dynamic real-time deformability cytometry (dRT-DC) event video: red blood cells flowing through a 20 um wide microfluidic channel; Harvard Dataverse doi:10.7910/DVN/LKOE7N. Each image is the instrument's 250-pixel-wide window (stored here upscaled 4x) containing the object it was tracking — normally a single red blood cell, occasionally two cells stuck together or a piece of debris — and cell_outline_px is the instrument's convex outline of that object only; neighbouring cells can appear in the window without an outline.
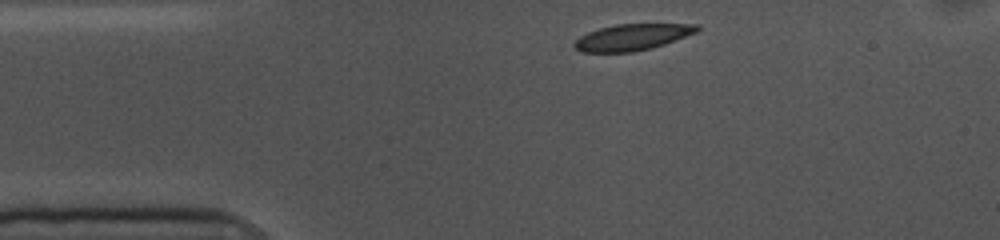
{"species": "common noctule bat (a hibernating species)", "species_latin": "Nyctalus noctula", "temperature_condition": "cold", "stored_images_in_passage": 46, "camera_frame_rate_fps": 3000, "um_per_image_px": 0.085, "animal": {"sex": "female", "body_mass_g": 10.0, "forearm_length_mm": 53.1}, "frame": {"image": 1, "passage_image": 1, "time_ms": 0.0, "image_size_px": [1000, 240], "cell_outline_px": [[700, 32], [652, 48], [632, 52], [580, 52], [572, 44], [580, 36], [588, 32], [600, 28], [616, 24], [700, 24]], "centroid_in_image_um": [53.78, 3.16], "position_along_channel_um": 31.2, "area_um2": 18.96}}
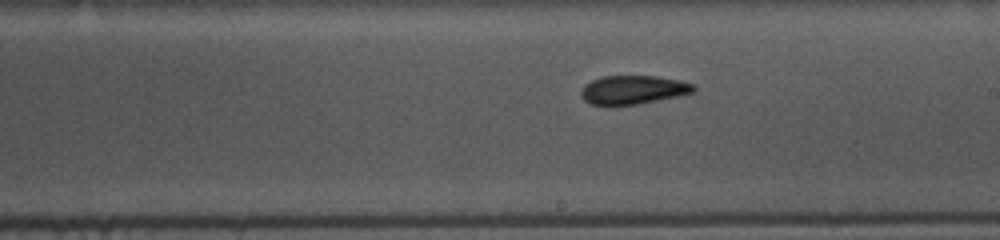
{"frame": {"image": 2, "passage_image": 21, "time_ms": 6.667, "image_size_px": [1000, 240], "cell_outline_px": [[696, 92], [680, 96], [640, 104], [588, 104], [580, 96], [580, 88], [584, 84], [600, 76], [656, 76], [680, 80], [696, 84]], "centroid_in_image_um": [53.84, 7.62], "position_along_channel_um": 235.2, "area_um2": 19.13}}
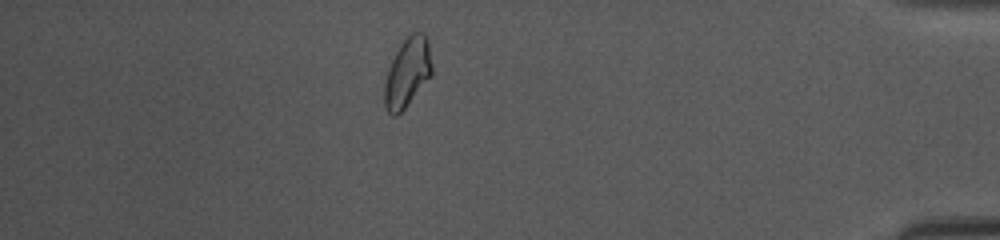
{"frame": {"image": 3, "passage_image": 39, "time_ms": 12.667, "image_size_px": [1000, 240], "cell_outline_px": [[432, 76], [404, 108], [396, 116], [392, 116], [388, 112], [384, 104], [384, 84], [388, 68], [400, 44], [412, 32], [424, 32], [428, 36], [432, 64]], "centroid_in_image_um": [34.65, 6.14], "position_along_channel_um": 400.6, "area_um2": 19.31}, "authors_computed_cell_mechanics": {"area_um2": 19.3052, "velocity_mm_per_s": 3.5636, "shape_relaxation_time_tau1_ms": 5.1417, "shape_relaxation_time_tau2_ms": 2.685, "deformation_change_tau1": 0.1298, "deformation_change_tau2": 0.0757}}